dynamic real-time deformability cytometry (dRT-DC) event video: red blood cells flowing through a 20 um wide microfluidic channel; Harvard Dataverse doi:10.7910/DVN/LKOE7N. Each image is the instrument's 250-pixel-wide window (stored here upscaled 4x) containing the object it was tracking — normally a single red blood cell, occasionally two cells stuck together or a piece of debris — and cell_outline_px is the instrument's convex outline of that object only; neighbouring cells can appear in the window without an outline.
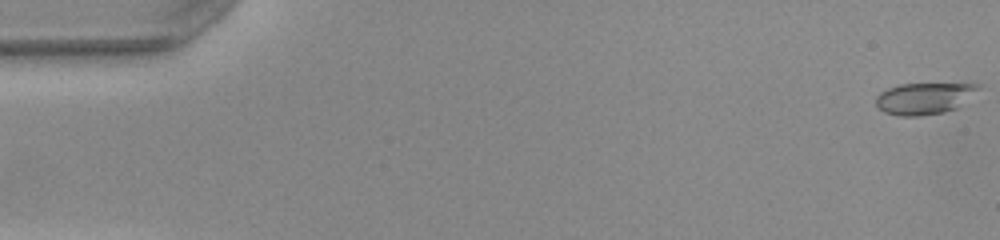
{"species": "common noctule bat (a hibernating species)", "species_latin": "Nyctalus noctula", "temperature_condition": "warm", "stored_images_in_passage": 51, "camera_frame_rate_fps": 3000, "um_per_image_px": 0.085, "animal": {"sex": "female", "body_mass_g": 22.0, "forearm_length_mm": 56.7}, "frame": {"image": 1, "passage_image": 1, "time_ms": 0.0, "image_size_px": [1000, 240], "cell_outline_px": [[980, 88], [956, 108], [944, 112], [920, 116], [900, 116], [884, 112], [876, 104], [876, 96], [880, 92], [888, 88], [900, 84], [980, 84]], "centroid_in_image_um": [78.52, 8.37], "position_along_channel_um": 6.5, "area_um2": 18.55}}
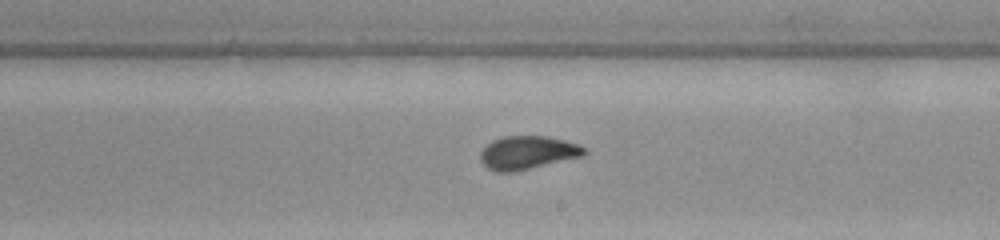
{"frame": {"image": 2, "passage_image": 30, "time_ms": 9.667, "image_size_px": [1000, 240], "cell_outline_px": [[588, 152], [580, 156], [516, 172], [496, 172], [488, 168], [480, 160], [480, 152], [492, 140], [504, 136], [544, 136], [564, 140], [576, 144], [584, 148]], "centroid_in_image_um": [44.8, 12.98], "position_along_channel_um": 244.2, "area_um2": 19.94}}
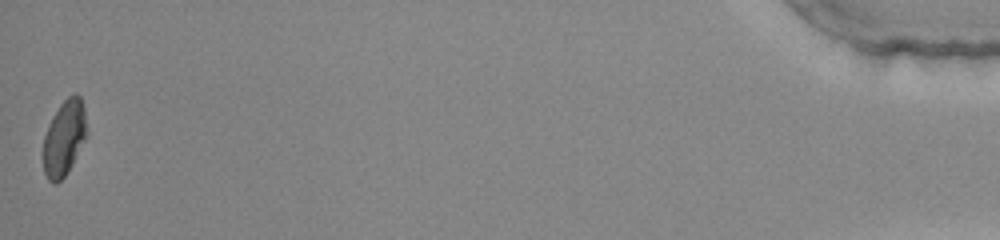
{"frame": {"image": 3, "passage_image": 51, "time_ms": 16.667, "image_size_px": [1000, 240], "cell_outline_px": [[84, 140], [64, 176], [56, 184], [48, 180], [44, 172], [44, 136], [48, 124], [52, 116], [60, 104], [68, 96], [76, 92], [80, 96], [84, 108]], "centroid_in_image_um": [5.41, 11.69], "position_along_channel_um": 429.8, "area_um2": 18.38}, "authors_computed_cell_mechanics": {"area_um2": 19.652, "velocity_mm_per_s": 4.0489, "shape_relaxation_time_tau1_ms": 4.9982, "shape_relaxation_time_tau2_ms": null, "deformation_change_tau1": 0.167, "deformation_change_tau2": null}}